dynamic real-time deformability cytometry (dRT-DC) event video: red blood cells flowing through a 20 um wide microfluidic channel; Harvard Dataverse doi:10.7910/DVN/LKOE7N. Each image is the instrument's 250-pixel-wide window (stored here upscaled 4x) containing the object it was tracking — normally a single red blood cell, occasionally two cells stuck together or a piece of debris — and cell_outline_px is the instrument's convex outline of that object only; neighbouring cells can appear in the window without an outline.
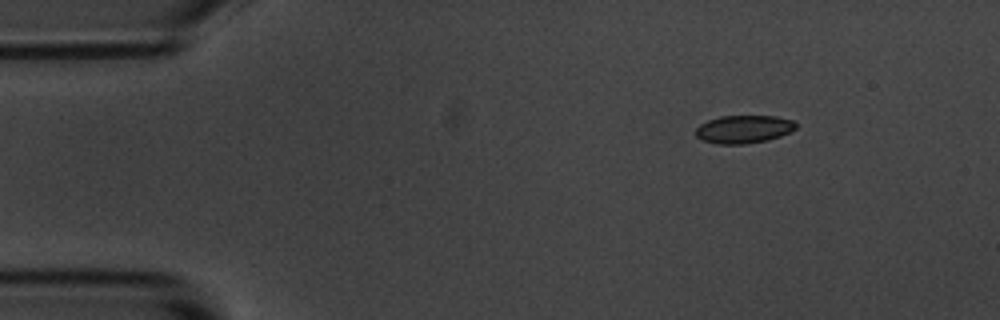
{"species": "common noctule bat (a hibernating species)", "species_latin": "Nyctalus noctula", "temperature_condition": "room temperature", "stored_images_in_passage": 3, "camera_frame_rate_fps": 3000, "um_per_image_px": 0.085, "animal": {"sex": "male", "body_mass_g": 20.1, "forearm_length_mm": 53.5}, "frame": {"image": 1, "passage_image": 1, "time_ms": 0.0, "image_size_px": [1000, 320], "cell_outline_px": [[796, 128], [780, 136], [768, 140], [744, 144], [716, 144], [704, 140], [696, 136], [696, 128], [700, 124], [708, 120], [720, 116], [776, 116], [792, 120], [796, 124]], "centroid_in_image_um": [63.2, 10.98], "position_along_channel_um": 21.8, "area_um2": 16.24}}